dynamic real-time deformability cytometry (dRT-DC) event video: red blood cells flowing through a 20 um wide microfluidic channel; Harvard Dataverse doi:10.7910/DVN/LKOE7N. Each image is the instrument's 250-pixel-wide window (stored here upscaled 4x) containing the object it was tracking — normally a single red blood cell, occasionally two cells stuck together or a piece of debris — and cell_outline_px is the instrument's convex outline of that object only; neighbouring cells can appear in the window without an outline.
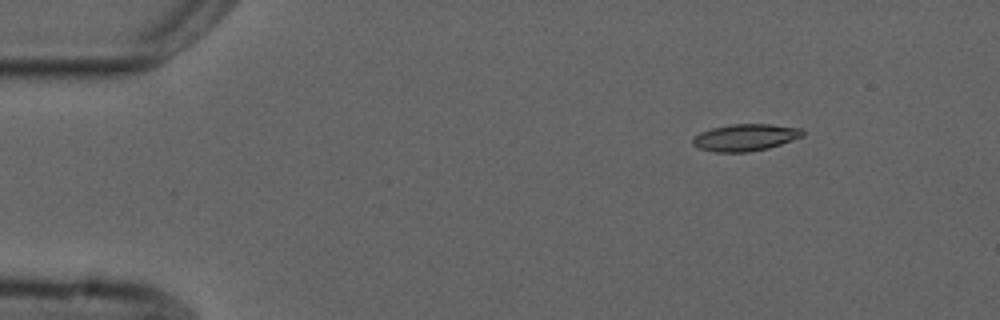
{"species": "common noctule bat (a hibernating species)", "species_latin": "Nyctalus noctula", "temperature_condition": "cold", "stored_images_in_passage": 49, "camera_frame_rate_fps": 3000, "um_per_image_px": 0.085, "animal": {"sex": "male", "forearm_length_mm": 52.5}, "frame": {"image": 1, "passage_image": 1, "time_ms": 0.0, "image_size_px": [1000, 320], "cell_outline_px": [[804, 136], [768, 148], [748, 152], [716, 152], [700, 148], [692, 144], [692, 136], [700, 132], [712, 128], [732, 124], [772, 124], [804, 128]], "centroid_in_image_um": [63.36, 11.67], "position_along_channel_um": 21.6, "area_um2": 17.34}}
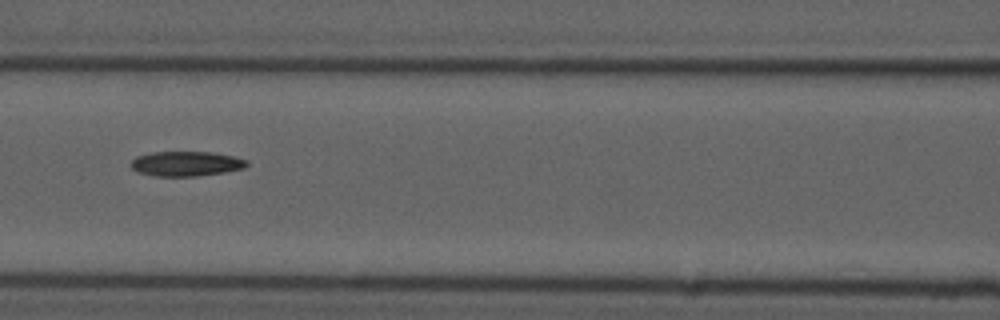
{"frame": {"image": 2, "passage_image": 18, "time_ms": 5.667, "image_size_px": [1000, 320], "cell_outline_px": [[248, 164], [244, 168], [224, 172], [196, 176], [152, 176], [136, 172], [132, 168], [132, 160], [136, 156], [152, 152], [212, 152], [232, 156], [248, 160]], "centroid_in_image_um": [15.8, 13.92], "position_along_channel_um": 150.8, "area_um2": 16.76}}
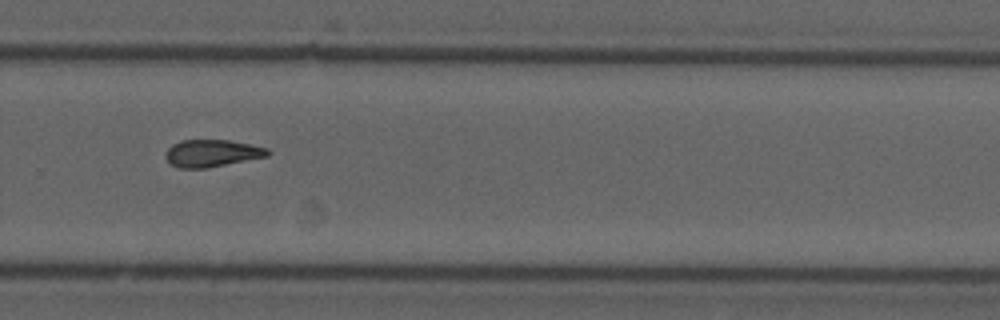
{"frame": {"image": 3, "passage_image": 31, "time_ms": 10.0, "image_size_px": [1000, 320], "cell_outline_px": [[272, 152], [268, 156], [208, 168], [180, 168], [172, 164], [164, 156], [168, 148], [172, 144], [180, 140], [228, 140], [268, 148]], "centroid_in_image_um": [18.02, 13.02], "position_along_channel_um": 311.8, "area_um2": 16.18}, "authors_computed_cell_mechanics": {"area_um2": 16.762, "velocity_mm_per_s": 3.7288, "shape_relaxation_time_tau1_ms": null, "shape_relaxation_time_tau2_ms": 5.6229, "deformation_change_tau1": null, "deformation_change_tau2": 0.1434}}